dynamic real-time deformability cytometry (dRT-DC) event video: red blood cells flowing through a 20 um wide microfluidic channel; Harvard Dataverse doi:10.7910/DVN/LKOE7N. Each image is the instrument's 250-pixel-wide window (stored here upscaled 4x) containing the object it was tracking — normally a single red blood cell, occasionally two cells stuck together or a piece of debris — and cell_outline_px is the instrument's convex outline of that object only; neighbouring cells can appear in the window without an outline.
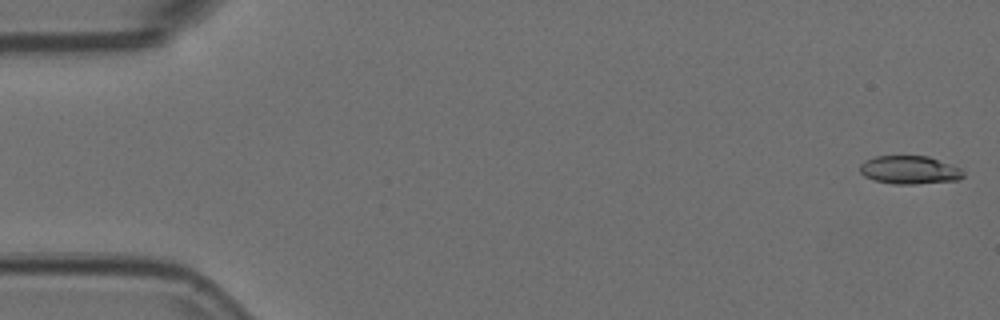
{"species": "Egyptian fruit bat (a non-hibernating species)", "species_latin": "Rousettus aegyptiacus", "temperature_condition": "room temperature", "stored_images_in_passage": 50, "camera_frame_rate_fps": 3000, "um_per_image_px": 0.085, "animal": {"sex": "female"}, "frame": {"image": 1, "passage_image": 1, "time_ms": 0.0, "image_size_px": [1000, 320], "cell_outline_px": [[964, 176], [960, 180], [916, 184], [892, 184], [876, 180], [864, 176], [860, 172], [860, 164], [864, 160], [876, 156], [928, 156], [952, 164], [960, 168], [964, 172]], "centroid_in_image_um": [77.33, 14.44], "position_along_channel_um": 7.7, "area_um2": 17.17}}
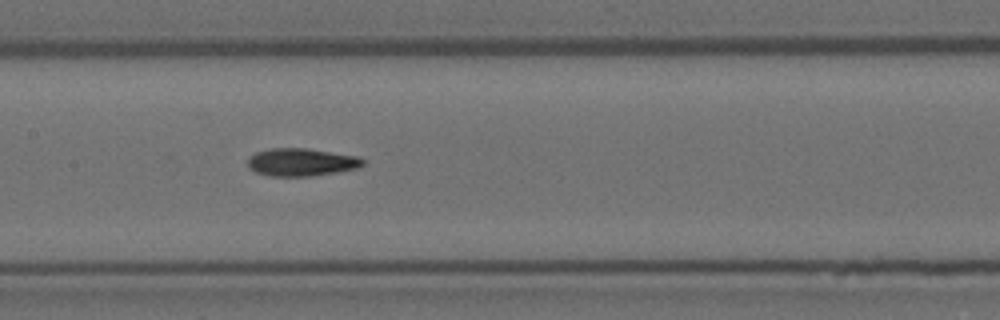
{"frame": {"image": 2, "passage_image": 26, "time_ms": 8.333, "image_size_px": [1000, 320], "cell_outline_px": [[364, 164], [356, 168], [336, 172], [308, 176], [268, 176], [256, 172], [248, 168], [248, 160], [256, 152], [272, 148], [304, 148], [356, 156], [364, 160]], "centroid_in_image_um": [25.58, 13.79], "position_along_channel_um": 181.8, "area_um2": 18.32}}
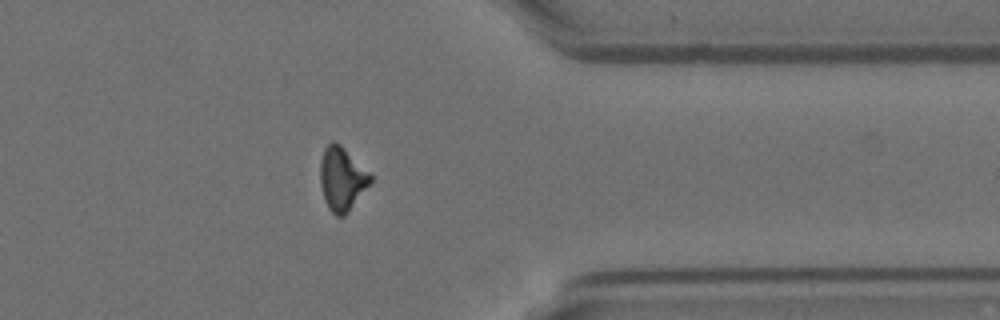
{"frame": {"image": 3, "passage_image": 43, "time_ms": 14.0, "image_size_px": [1000, 320], "cell_outline_px": [[372, 180], [348, 212], [344, 216], [336, 216], [328, 208], [320, 184], [320, 164], [324, 148], [332, 140], [340, 144], [372, 172]], "centroid_in_image_um": [29.08, 15.17], "position_along_channel_um": 382.3, "area_um2": 18.67}}